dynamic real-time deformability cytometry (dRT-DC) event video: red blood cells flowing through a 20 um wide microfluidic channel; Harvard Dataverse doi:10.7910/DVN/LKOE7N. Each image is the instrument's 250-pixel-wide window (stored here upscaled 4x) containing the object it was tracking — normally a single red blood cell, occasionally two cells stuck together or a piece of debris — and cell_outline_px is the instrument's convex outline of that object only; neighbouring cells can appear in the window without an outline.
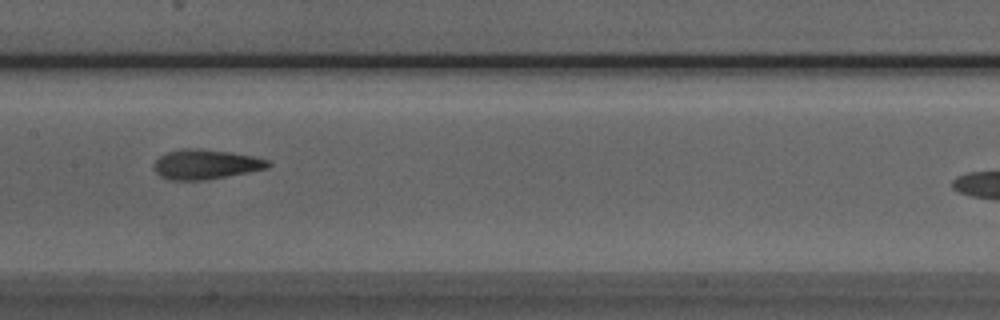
{"species": "Egyptian fruit bat (a non-hibernating species)", "species_latin": "Rousettus aegyptiacus", "temperature_condition": "room temperature", "stored_images_in_passage": 7, "camera_frame_rate_fps": 3000, "um_per_image_px": 0.085, "animal": {"sex": "male"}, "frame": {"image": 1, "passage_image": 5, "time_ms": 4.667, "image_size_px": [1000, 320], "cell_outline_px": [[272, 164], [268, 168], [208, 180], [168, 180], [160, 176], [152, 168], [156, 160], [160, 156], [168, 152], [180, 148], [196, 148], [232, 152], [252, 156], [268, 160]], "centroid_in_image_um": [17.47, 13.97], "position_along_channel_um": 189.9, "area_um2": 19.94}}
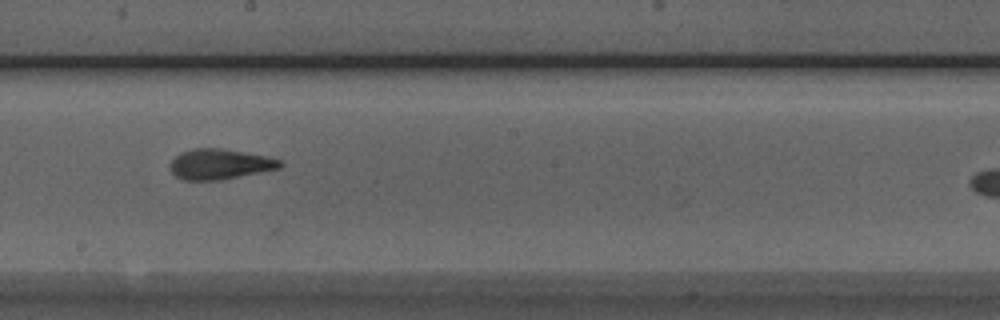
{"frame": {"image": 2, "passage_image": 6, "time_ms": 5.667, "image_size_px": [1000, 320], "cell_outline_px": [[284, 164], [280, 168], [220, 180], [180, 180], [172, 172], [168, 164], [180, 152], [192, 148], [220, 148], [264, 156], [280, 160]], "centroid_in_image_um": [18.63, 13.96], "position_along_channel_um": 229.6, "area_um2": 19.36}}